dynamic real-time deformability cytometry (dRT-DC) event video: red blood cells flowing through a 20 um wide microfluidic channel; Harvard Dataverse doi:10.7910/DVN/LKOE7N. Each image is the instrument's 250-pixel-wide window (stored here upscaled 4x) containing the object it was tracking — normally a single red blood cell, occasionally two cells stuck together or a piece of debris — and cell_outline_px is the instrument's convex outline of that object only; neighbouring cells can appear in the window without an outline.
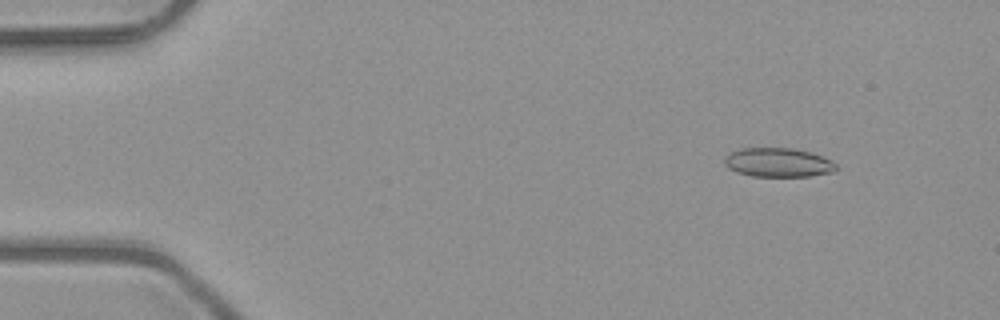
{"species": "common noctule bat (a hibernating species)", "species_latin": "Nyctalus noctula", "temperature_condition": "room temperature", "stored_images_in_passage": 51, "camera_frame_rate_fps": 3000, "um_per_image_px": 0.085, "animal": {"sex": "male", "body_mass_g": 23.1, "forearm_length_mm": 52.7}, "frame": {"image": 1, "passage_image": 6, "time_ms": 1.667, "image_size_px": [1000, 320], "cell_outline_px": [[840, 168], [832, 172], [808, 176], [752, 176], [736, 172], [728, 168], [724, 164], [724, 156], [740, 148], [792, 148], [808, 152], [820, 156], [836, 164]], "centroid_in_image_um": [66.1, 13.81], "position_along_channel_um": 18.9, "area_um2": 18.79}}
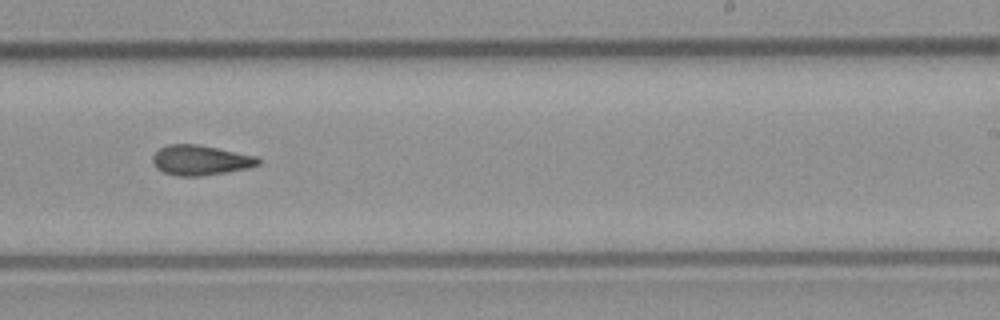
{"frame": {"image": 2, "passage_image": 32, "time_ms": 10.333, "image_size_px": [1000, 320], "cell_outline_px": [[260, 164], [248, 168], [200, 176], [176, 176], [164, 172], [156, 168], [152, 160], [152, 156], [160, 148], [168, 144], [200, 144], [256, 156], [260, 160]], "centroid_in_image_um": [17.02, 13.61], "position_along_channel_um": 272.0, "area_um2": 18.44}}
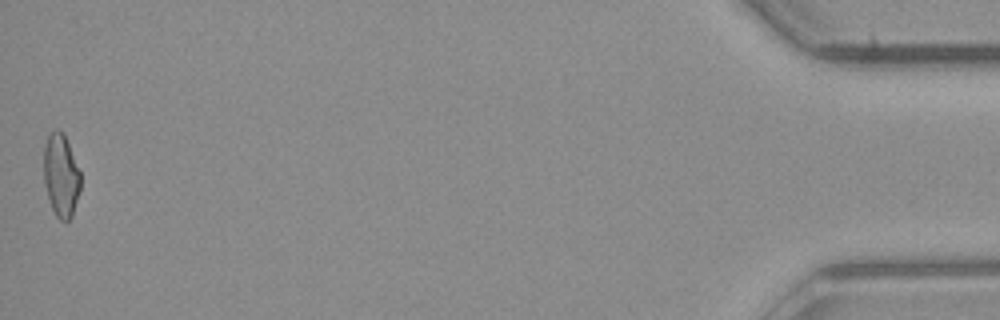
{"frame": {"image": 3, "passage_image": 51, "time_ms": 16.667, "image_size_px": [1000, 320], "cell_outline_px": [[80, 192], [72, 216], [68, 220], [60, 220], [56, 216], [52, 208], [44, 184], [44, 144], [48, 136], [56, 128], [64, 132], [80, 172]], "centroid_in_image_um": [5.19, 14.89], "position_along_channel_um": 430.0, "area_um2": 17.8}, "authors_computed_cell_mechanics": {"area_um2": 18.3226, "velocity_mm_per_s": 4.0736, "shape_relaxation_time_tau1_ms": null, "shape_relaxation_time_tau2_ms": 9.796, "deformation_change_tau1": null, "deformation_change_tau2": 0.2158}}